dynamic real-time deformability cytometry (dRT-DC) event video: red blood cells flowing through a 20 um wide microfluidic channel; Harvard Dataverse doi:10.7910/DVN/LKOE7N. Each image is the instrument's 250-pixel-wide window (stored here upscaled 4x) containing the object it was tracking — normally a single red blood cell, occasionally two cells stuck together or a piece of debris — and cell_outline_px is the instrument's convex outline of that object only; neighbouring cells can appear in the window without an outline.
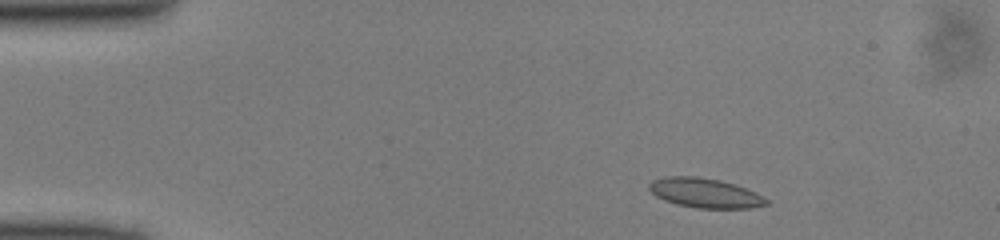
{"species": "common noctule bat (a hibernating species)", "species_latin": "Nyctalus noctula", "temperature_condition": "cold", "stored_images_in_passage": 45, "camera_frame_rate_fps": 3000, "um_per_image_px": 0.085, "animal": {"sex": "male", "body_mass_g": 13.0, "forearm_length_mm": 53.1}, "frame": {"image": 1, "passage_image": 3, "time_ms": 0.667, "image_size_px": [1000, 240], "cell_outline_px": [[768, 204], [748, 208], [696, 208], [676, 204], [664, 200], [656, 196], [648, 188], [648, 184], [652, 180], [664, 176], [696, 176], [720, 180], [744, 188], [764, 196], [768, 200]], "centroid_in_image_um": [59.88, 16.4], "position_along_channel_um": 25.1, "area_um2": 20.11}}
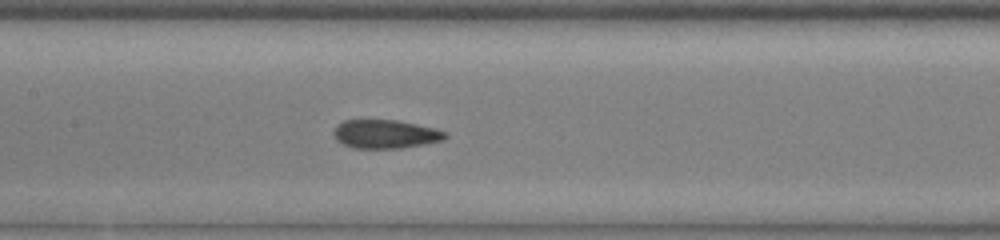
{"frame": {"image": 2, "passage_image": 19, "time_ms": 6.0, "image_size_px": [1000, 240], "cell_outline_px": [[448, 136], [444, 140], [424, 144], [400, 148], [352, 148], [336, 140], [332, 132], [336, 124], [344, 120], [396, 120], [436, 128], [448, 132]], "centroid_in_image_um": [32.76, 11.39], "position_along_channel_um": 174.6, "area_um2": 18.79}}
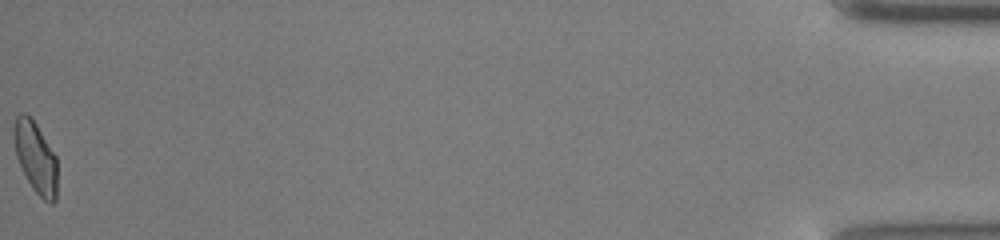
{"frame": {"image": 3, "passage_image": 45, "time_ms": 14.667, "image_size_px": [1000, 240], "cell_outline_px": [[56, 200], [52, 204], [48, 204], [32, 188], [16, 156], [12, 136], [16, 116], [20, 112], [24, 112], [36, 124], [56, 156]], "centroid_in_image_um": [3.01, 13.38], "position_along_channel_um": 432.2, "area_um2": 17.86}}